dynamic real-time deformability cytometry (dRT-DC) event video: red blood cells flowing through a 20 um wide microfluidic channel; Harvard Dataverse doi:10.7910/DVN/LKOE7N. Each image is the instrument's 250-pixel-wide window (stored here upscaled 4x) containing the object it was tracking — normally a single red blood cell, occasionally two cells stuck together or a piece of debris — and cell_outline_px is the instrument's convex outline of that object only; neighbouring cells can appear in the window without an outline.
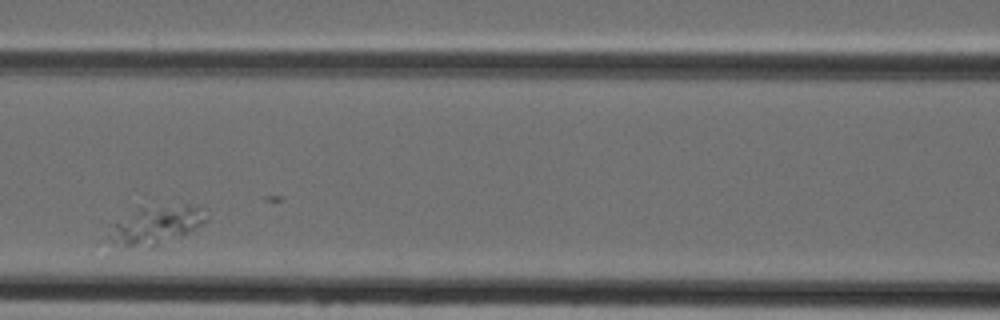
{"species": "Egyptian fruit bat (a non-hibernating species)", "species_latin": "Rousettus aegyptiacus", "temperature_condition": "cold", "stored_images_in_passage": 38, "segment_of_instrument_passage": [2, 2], "camera_frame_rate_fps": 3000, "um_per_image_px": 0.085, "animal": {"sex": "female"}, "frame": {"image": 1, "passage_image": 9, "time_ms": 2.667, "image_size_px": [1000, 320], "cell_outline_px": [[208, 216], [200, 224], [184, 236], [156, 248], [152, 248], [124, 244], [112, 240], [108, 236], [112, 224], [140, 208], [184, 204], [188, 204], [200, 208]], "centroid_in_image_um": [13.32, 19.15], "position_along_channel_um": 153.3, "area_um2": 21.21}}
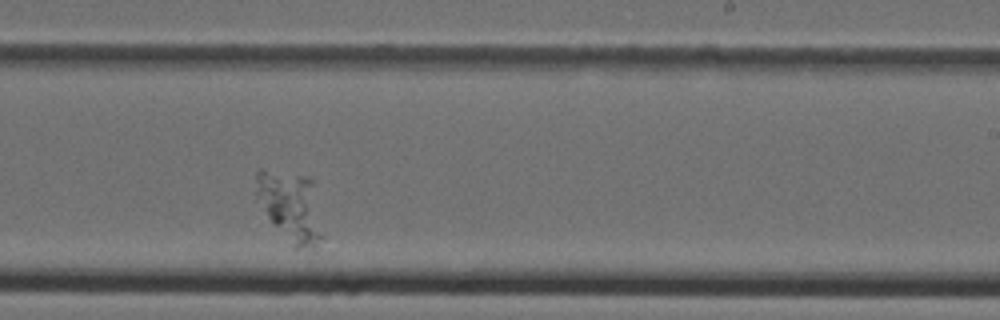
{"frame": {"image": 2, "passage_image": 18, "time_ms": 5.667, "image_size_px": [1000, 320], "cell_outline_px": [[324, 236], [312, 248], [292, 248], [268, 216], [256, 196], [256, 172], [260, 168], [304, 176], [312, 180]], "centroid_in_image_um": [24.7, 17.55], "position_along_channel_um": 264.3, "area_um2": 26.99}}
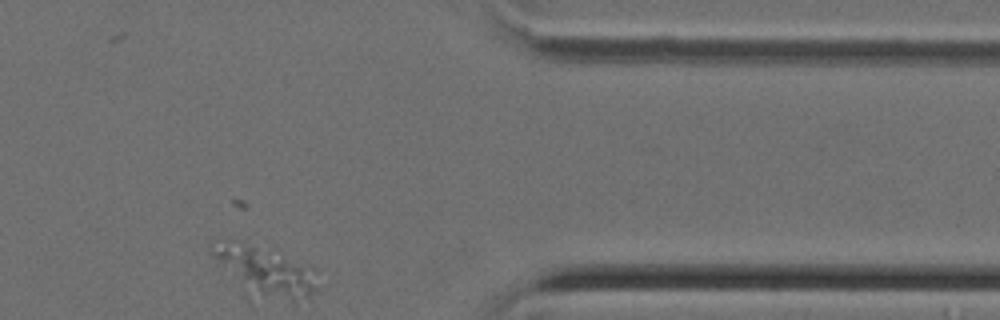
{"frame": {"image": 3, "passage_image": 29, "time_ms": 9.333, "image_size_px": [1000, 320], "cell_outline_px": [[320, 288], [308, 296], [292, 300], [244, 296], [208, 252], [208, 244], [212, 240], [232, 240], [316, 268]], "centroid_in_image_um": [22.41, 23.09], "position_along_channel_um": 389.0, "area_um2": 30.52}}